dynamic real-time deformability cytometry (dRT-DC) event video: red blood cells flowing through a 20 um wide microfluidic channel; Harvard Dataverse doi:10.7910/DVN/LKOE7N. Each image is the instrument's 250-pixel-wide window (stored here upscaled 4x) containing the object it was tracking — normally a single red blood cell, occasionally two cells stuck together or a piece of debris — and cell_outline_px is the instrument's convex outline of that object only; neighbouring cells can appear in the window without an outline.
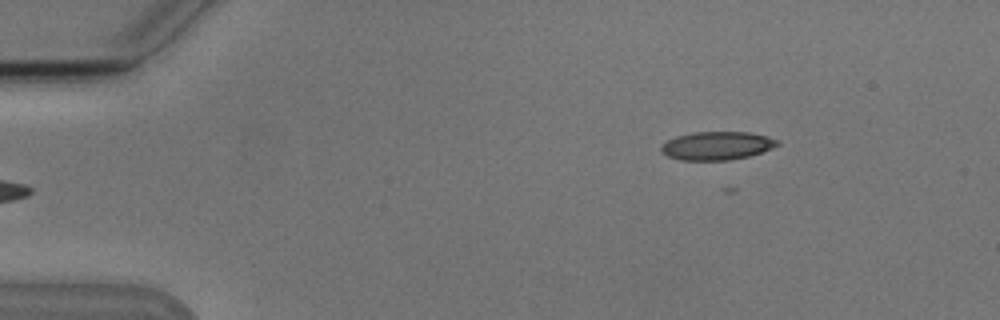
{"species": "Egyptian fruit bat (a non-hibernating species)", "species_latin": "Rousettus aegyptiacus", "temperature_condition": "cold", "stored_images_in_passage": 4, "camera_frame_rate_fps": 3000, "um_per_image_px": 0.085, "animal": {"sex": "male"}, "frame": {"image": 1, "passage_image": 4, "time_ms": 4.333, "image_size_px": [1000, 320], "cell_outline_px": [[780, 144], [772, 148], [748, 156], [728, 160], [680, 160], [668, 156], [660, 148], [668, 140], [676, 136], [692, 132], [748, 132], [764, 136], [776, 140]], "centroid_in_image_um": [60.92, 12.38], "position_along_channel_um": 24.1, "area_um2": 18.84}}